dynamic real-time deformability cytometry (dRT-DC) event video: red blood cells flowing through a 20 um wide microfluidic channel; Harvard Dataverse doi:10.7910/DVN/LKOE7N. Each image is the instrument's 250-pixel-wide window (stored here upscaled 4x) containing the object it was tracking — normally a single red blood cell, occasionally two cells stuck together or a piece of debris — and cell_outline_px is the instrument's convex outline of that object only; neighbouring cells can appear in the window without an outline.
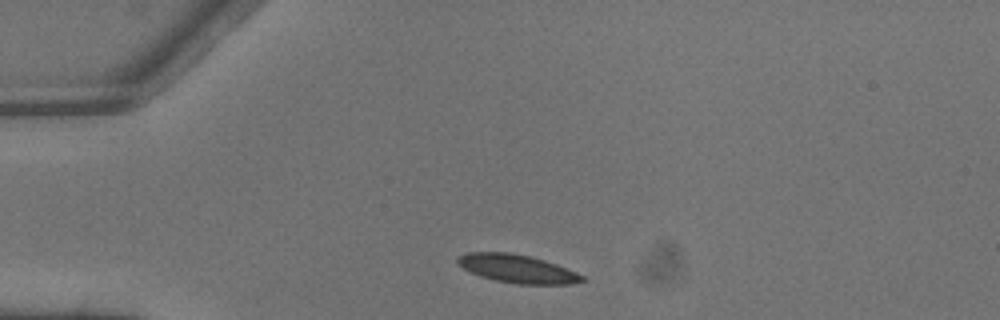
{"species": "common noctule bat (a hibernating species)", "species_latin": "Nyctalus noctula", "temperature_condition": "warm", "stored_images_in_passage": 2, "camera_frame_rate_fps": 3000, "um_per_image_px": 0.085, "animal": {"sex": "male", "body_mass_g": 13.3}, "frame": {"image": 1, "passage_image": 1, "time_ms": 0.0, "image_size_px": [1000, 320], "cell_outline_px": [[588, 280], [572, 284], [516, 284], [496, 280], [480, 276], [468, 272], [456, 260], [460, 256], [468, 252], [508, 252], [528, 256], [544, 260], [556, 264], [576, 272], [584, 276]], "centroid_in_image_um": [43.99, 22.85], "position_along_channel_um": 41.0, "area_um2": 20.4}}